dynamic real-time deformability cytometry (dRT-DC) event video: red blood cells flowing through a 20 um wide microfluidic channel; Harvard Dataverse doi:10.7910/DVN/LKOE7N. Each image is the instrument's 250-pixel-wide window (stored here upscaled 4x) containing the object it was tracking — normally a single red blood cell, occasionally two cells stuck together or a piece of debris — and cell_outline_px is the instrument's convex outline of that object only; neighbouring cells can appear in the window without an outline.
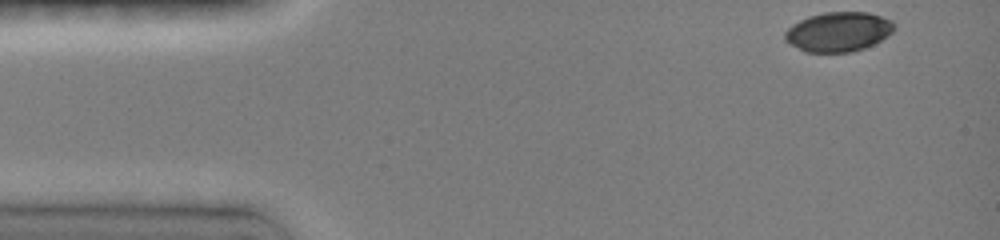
{"species": "common noctule bat (a hibernating species)", "species_latin": "Nyctalus noctula", "temperature_condition": "room temperature", "stored_images_in_passage": 14, "camera_frame_rate_fps": 3000, "um_per_image_px": 0.085, "animal": {"sex": "female", "body_mass_g": 19.0, "forearm_length_mm": 51.5}, "frame": {"image": 1, "passage_image": 1, "time_ms": 0.0, "image_size_px": [1000, 240], "cell_outline_px": [[896, 28], [892, 32], [880, 40], [864, 48], [852, 52], [804, 52], [784, 40], [784, 32], [792, 24], [808, 16], [824, 12], [868, 12], [892, 20], [896, 24]], "centroid_in_image_um": [71.25, 2.69], "position_along_channel_um": 13.7, "area_um2": 25.32}}
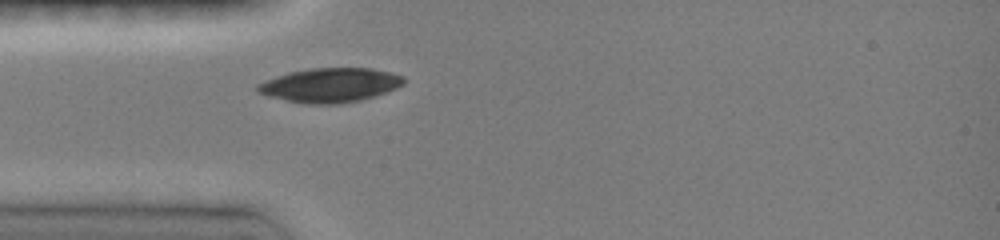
{"frame": {"image": 2, "passage_image": 9, "time_ms": 3.333, "image_size_px": [1000, 240], "cell_outline_px": [[404, 84], [396, 88], [360, 100], [340, 104], [308, 104], [268, 96], [256, 92], [256, 84], [264, 80], [288, 72], [308, 68], [372, 68], [404, 76]], "centroid_in_image_um": [28.01, 7.23], "position_along_channel_um": 57.0, "area_um2": 29.13}}
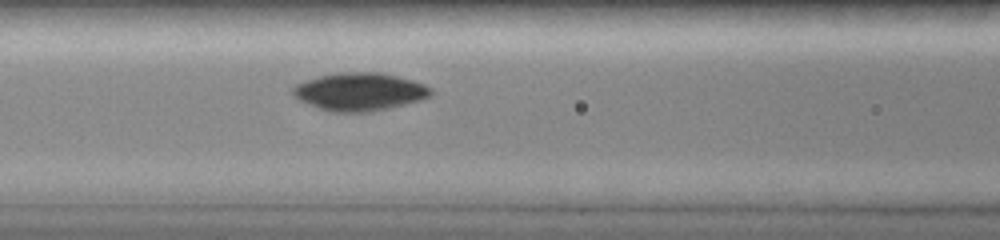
{"frame": {"image": 3, "passage_image": 14, "time_ms": 5.333, "image_size_px": [1000, 240], "cell_outline_px": [[432, 96], [420, 100], [372, 112], [332, 112], [316, 108], [292, 96], [292, 88], [296, 84], [304, 80], [336, 72], [380, 72], [412, 80], [424, 84], [432, 88]], "centroid_in_image_um": [30.54, 7.8], "position_along_channel_um": 136.1, "area_um2": 30.69}}